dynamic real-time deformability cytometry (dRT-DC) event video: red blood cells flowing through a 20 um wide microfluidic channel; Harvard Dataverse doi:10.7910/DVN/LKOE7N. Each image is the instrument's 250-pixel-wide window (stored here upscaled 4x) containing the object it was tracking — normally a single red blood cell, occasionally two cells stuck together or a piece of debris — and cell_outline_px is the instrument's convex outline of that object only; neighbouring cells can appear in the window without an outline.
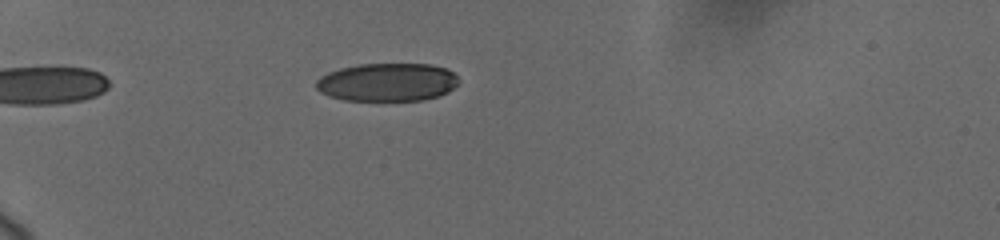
{"species": "human", "species_latin": "Homo sapiens", "temperature_condition": "cold", "stored_images_in_passage": 48, "camera_frame_rate_fps": 3000, "um_per_image_px": 0.085, "donor": {"sex": "female"}, "frame": {"image": 1, "passage_image": 13, "time_ms": 4.333, "image_size_px": [1000, 240], "cell_outline_px": [[460, 80], [448, 92], [440, 96], [424, 100], [344, 100], [328, 96], [320, 92], [316, 88], [316, 80], [320, 76], [328, 72], [340, 68], [360, 64], [432, 64], [444, 68], [452, 72]], "centroid_in_image_um": [32.91, 6.99], "position_along_channel_um": 52.1, "area_um2": 31.79}}
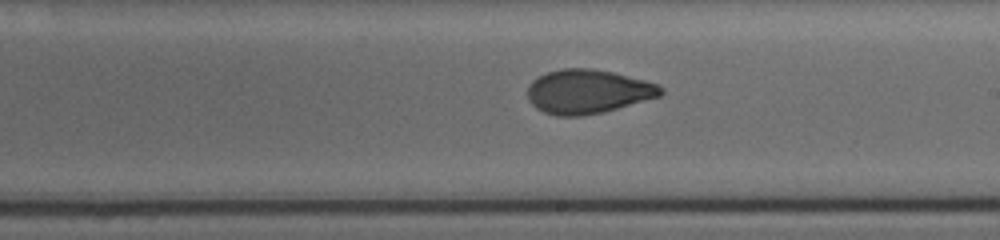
{"frame": {"image": 2, "passage_image": 30, "time_ms": 10.333, "image_size_px": [1000, 240], "cell_outline_px": [[664, 92], [660, 96], [604, 112], [580, 116], [556, 116], [544, 112], [536, 108], [528, 100], [528, 84], [532, 80], [548, 72], [560, 68], [592, 68], [612, 72], [660, 84], [664, 88]], "centroid_in_image_um": [49.97, 7.78], "position_along_channel_um": 239.0, "area_um2": 34.33}}
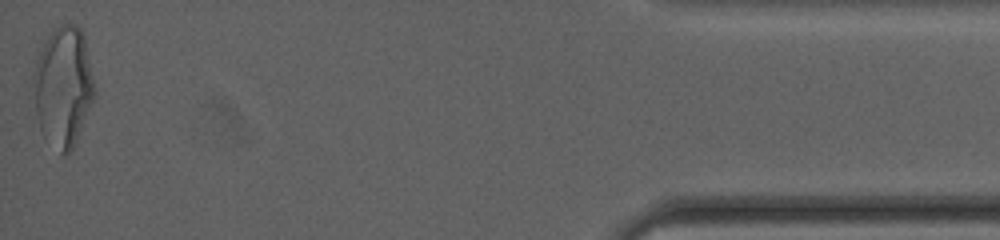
{"frame": {"image": 3, "passage_image": 48, "time_ms": 17.333, "image_size_px": [1000, 240], "cell_outline_px": [[96, 92], [72, 152], [68, 156], [60, 156], [40, 128], [36, 116], [32, 80], [32, 72], [36, 48], [52, 28], [68, 20], [76, 24], [84, 32]], "centroid_in_image_um": [5.34, 7.27], "position_along_channel_um": 429.9, "area_um2": 44.33}, "authors_computed_cell_mechanics": {"area_um2": 33.8708, "velocity_mm_per_s": 3.697, "shape_relaxation_time_tau1_ms": 4.1773, "shape_relaxation_time_tau2_ms": 1.4948, "deformation_change_tau1": 0.1538, "deformation_change_tau2": 0.0679}}